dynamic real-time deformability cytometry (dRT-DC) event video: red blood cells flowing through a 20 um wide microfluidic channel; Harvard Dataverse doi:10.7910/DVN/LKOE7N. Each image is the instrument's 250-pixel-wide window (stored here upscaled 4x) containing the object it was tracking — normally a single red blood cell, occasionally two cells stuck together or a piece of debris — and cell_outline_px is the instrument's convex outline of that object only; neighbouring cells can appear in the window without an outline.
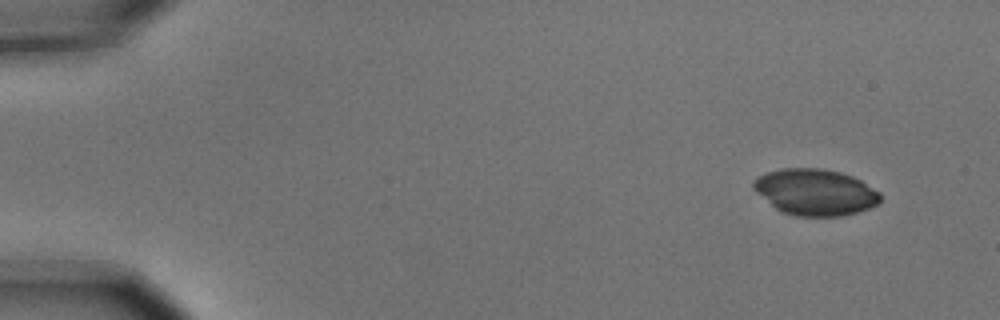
{"species": "common noctule bat (a hibernating species)", "species_latin": "Nyctalus noctula", "temperature_condition": "cold", "stored_images_in_passage": 5, "camera_frame_rate_fps": 3000, "um_per_image_px": 0.085, "animal": {"sex": "male", "body_mass_g": 15.6}, "frame": {"image": 1, "passage_image": 1, "time_ms": 0.0, "image_size_px": [1000, 320], "cell_outline_px": [[880, 204], [844, 216], [796, 216], [784, 212], [776, 208], [756, 192], [752, 188], [752, 180], [756, 176], [764, 172], [780, 168], [820, 168], [840, 172], [852, 176], [860, 180], [880, 192]], "centroid_in_image_um": [69.27, 16.32], "position_along_channel_um": 15.7, "area_um2": 34.39}}